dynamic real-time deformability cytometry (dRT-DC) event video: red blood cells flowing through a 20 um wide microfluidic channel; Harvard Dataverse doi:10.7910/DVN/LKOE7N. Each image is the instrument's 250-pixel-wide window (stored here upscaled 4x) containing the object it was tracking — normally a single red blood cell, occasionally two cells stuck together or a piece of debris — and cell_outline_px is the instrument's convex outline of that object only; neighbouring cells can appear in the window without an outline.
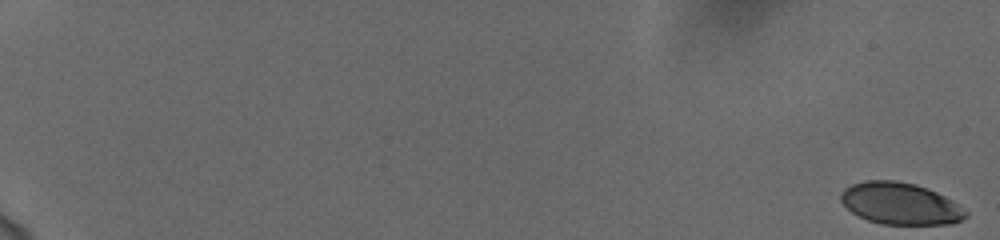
{"species": "human", "species_latin": "Homo sapiens", "temperature_condition": "cold", "stored_images_in_passage": 18, "camera_frame_rate_fps": 3000, "um_per_image_px": 0.085, "donor": {"sex": "female"}, "frame": {"image": 1, "passage_image": 1, "time_ms": 0.0, "image_size_px": [1000, 240], "cell_outline_px": [[968, 216], [960, 220], [948, 224], [884, 224], [868, 220], [852, 212], [840, 200], [840, 192], [844, 188], [852, 184], [864, 180], [896, 180], [916, 184], [928, 188], [952, 200], [968, 212]], "centroid_in_image_um": [76.51, 17.29], "position_along_channel_um": 8.5, "area_um2": 30.4}}